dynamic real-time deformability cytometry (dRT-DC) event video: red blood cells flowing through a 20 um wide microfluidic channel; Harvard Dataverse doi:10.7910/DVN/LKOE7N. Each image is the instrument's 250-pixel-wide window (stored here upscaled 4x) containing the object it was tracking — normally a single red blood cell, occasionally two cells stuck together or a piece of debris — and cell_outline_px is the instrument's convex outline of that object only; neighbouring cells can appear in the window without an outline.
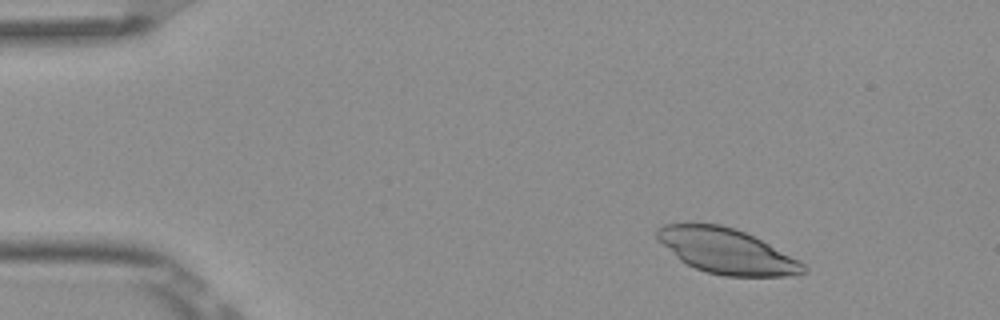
{"species": "Egyptian fruit bat (a non-hibernating species)", "species_latin": "Rousettus aegyptiacus", "temperature_condition": "room temperature", "stored_images_in_passage": 5, "camera_frame_rate_fps": 3000, "um_per_image_px": 0.085, "frame": {"image": 1, "passage_image": 2, "time_ms": 0.333, "image_size_px": [1000, 320], "cell_outline_px": [[808, 272], [784, 276], [724, 276], [708, 272], [696, 268], [680, 260], [656, 236], [656, 228], [664, 224], [720, 224], [736, 228], [800, 260], [808, 268]], "centroid_in_image_um": [61.79, 21.35], "position_along_channel_um": 23.2, "area_um2": 37.86}}